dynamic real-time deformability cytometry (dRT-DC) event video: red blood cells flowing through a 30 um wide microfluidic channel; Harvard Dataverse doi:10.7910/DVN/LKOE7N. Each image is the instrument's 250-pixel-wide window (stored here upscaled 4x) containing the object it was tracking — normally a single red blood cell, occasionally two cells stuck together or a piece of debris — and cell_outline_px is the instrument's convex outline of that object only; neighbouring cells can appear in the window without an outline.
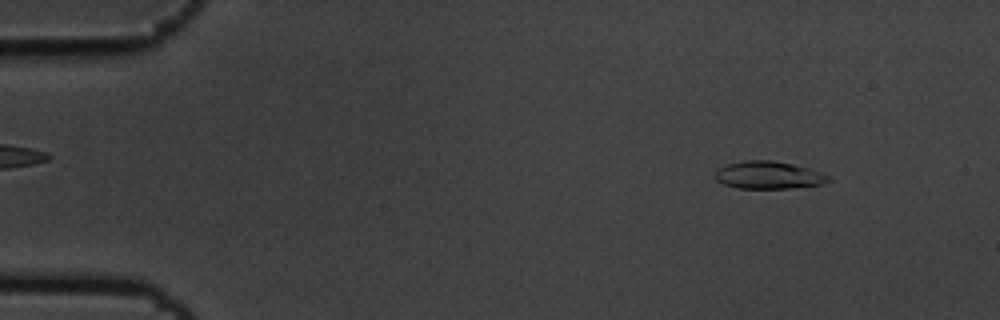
{"species": "common noctule bat (a hibernating species)", "species_latin": "Nyctalus noctula", "temperature_condition": "cold", "stored_images_in_passage": 5, "segment_of_instrument_passage": [2, 2], "camera_frame_rate_fps": 3000, "um_per_image_px": 0.085, "animal": {"sex": "male", "body_mass_g": 19.5, "forearm_length_mm": 54.6}, "frame": {"image": 1, "passage_image": 5, "time_ms": 1.333, "image_size_px": [1000, 320], "cell_outline_px": [[828, 180], [824, 184], [792, 188], [736, 188], [724, 184], [716, 180], [716, 168], [724, 164], [744, 160], [772, 160], [792, 164], [808, 168], [828, 176]], "centroid_in_image_um": [65.25, 14.88], "position_along_channel_um": 19.7, "area_um2": 18.15}}